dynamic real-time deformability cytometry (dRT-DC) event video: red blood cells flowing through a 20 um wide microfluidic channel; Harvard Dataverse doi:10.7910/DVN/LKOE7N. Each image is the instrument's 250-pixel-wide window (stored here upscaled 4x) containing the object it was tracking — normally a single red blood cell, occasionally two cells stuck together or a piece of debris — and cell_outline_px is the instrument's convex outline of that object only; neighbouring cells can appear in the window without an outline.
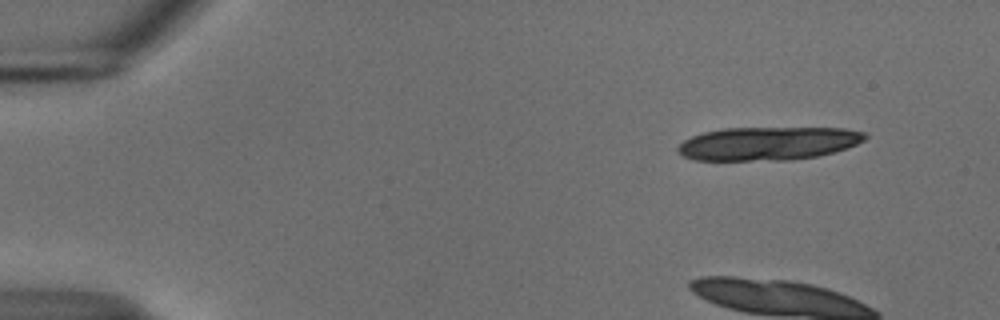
{"species": "common noctule bat (a hibernating species)", "species_latin": "Nyctalus noctula", "temperature_condition": "cold", "stored_images_in_passage": 5, "camera_frame_rate_fps": 3000, "um_per_image_px": 0.085, "animal": {"sex": "male", "body_mass_g": 18.8}, "frame": {"image": 1, "passage_image": 1, "time_ms": 0.0, "image_size_px": [1000, 320], "cell_outline_px": [[868, 136], [864, 140], [856, 144], [832, 152], [816, 156], [788, 160], [696, 160], [684, 156], [676, 152], [676, 148], [684, 140], [692, 136], [704, 132], [724, 128], [844, 128], [864, 132]], "centroid_in_image_um": [65.25, 12.19], "position_along_channel_um": 19.8, "area_um2": 36.24}}